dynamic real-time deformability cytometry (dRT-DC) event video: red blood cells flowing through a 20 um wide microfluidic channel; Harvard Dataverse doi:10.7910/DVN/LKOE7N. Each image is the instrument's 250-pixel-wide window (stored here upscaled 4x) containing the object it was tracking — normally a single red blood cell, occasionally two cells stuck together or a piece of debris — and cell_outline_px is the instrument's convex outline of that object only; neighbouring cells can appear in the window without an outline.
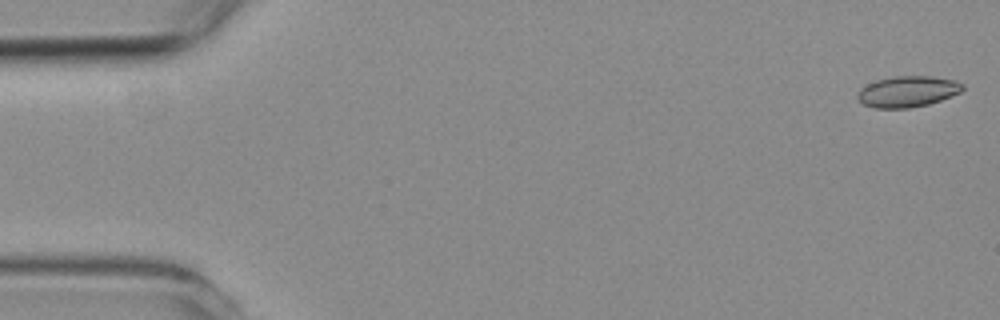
{"species": "common noctule bat (a hibernating species)", "species_latin": "Nyctalus noctula", "temperature_condition": "room temperature", "stored_images_in_passage": 6, "camera_frame_rate_fps": 3000, "um_per_image_px": 0.085, "animal": {"sex": "female", "body_mass_g": 19.3, "forearm_length_mm": 54.1}, "frame": {"image": 1, "passage_image": 1, "time_ms": 0.0, "image_size_px": [1000, 320], "cell_outline_px": [[964, 88], [960, 92], [940, 100], [928, 104], [908, 108], [876, 108], [864, 104], [856, 96], [860, 88], [876, 80], [892, 76], [932, 76], [956, 80], [964, 84]], "centroid_in_image_um": [77.15, 7.77], "position_along_channel_um": 7.8, "area_um2": 18.96}}